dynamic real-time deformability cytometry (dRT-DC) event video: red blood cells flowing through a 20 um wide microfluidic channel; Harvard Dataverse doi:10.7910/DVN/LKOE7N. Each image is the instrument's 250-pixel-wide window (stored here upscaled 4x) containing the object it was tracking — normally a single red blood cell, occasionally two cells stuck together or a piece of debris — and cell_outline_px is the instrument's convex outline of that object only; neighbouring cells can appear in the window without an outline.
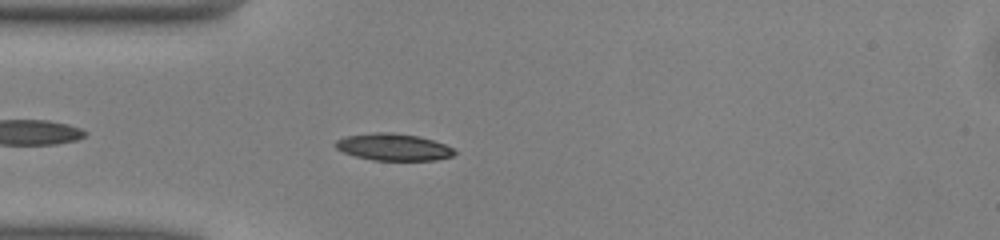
{"species": "common noctule bat (a hibernating species)", "species_latin": "Nyctalus noctula", "temperature_condition": "warm", "stored_images_in_passage": 39, "camera_frame_rate_fps": 3000, "um_per_image_px": 0.085, "animal": {"sex": "male", "body_mass_g": 13.0, "forearm_length_mm": 53.1}, "frame": {"image": 1, "passage_image": 4, "time_ms": 1.0, "image_size_px": [1000, 240], "cell_outline_px": [[456, 152], [452, 156], [436, 160], [372, 160], [356, 156], [344, 152], [336, 148], [332, 144], [336, 140], [344, 136], [376, 132], [392, 132], [416, 136], [432, 140], [444, 144], [452, 148]], "centroid_in_image_um": [33.39, 12.5], "position_along_channel_um": 51.6, "area_um2": 18.61}}
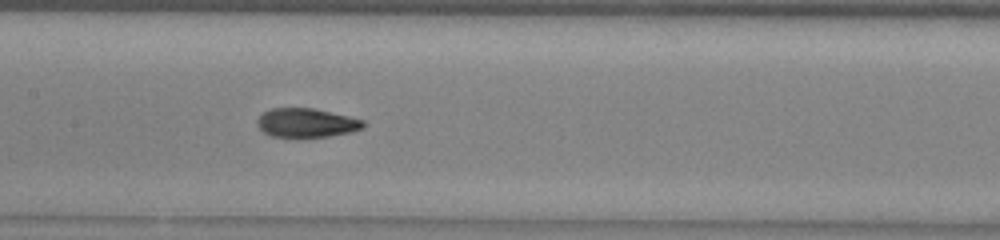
{"frame": {"image": 2, "passage_image": 14, "time_ms": 4.333, "image_size_px": [1000, 240], "cell_outline_px": [[364, 128], [348, 132], [328, 136], [272, 136], [264, 132], [256, 124], [256, 120], [264, 112], [272, 108], [312, 108], [348, 116], [364, 120]], "centroid_in_image_um": [26.03, 10.42], "position_along_channel_um": 181.4, "area_um2": 17.51}}
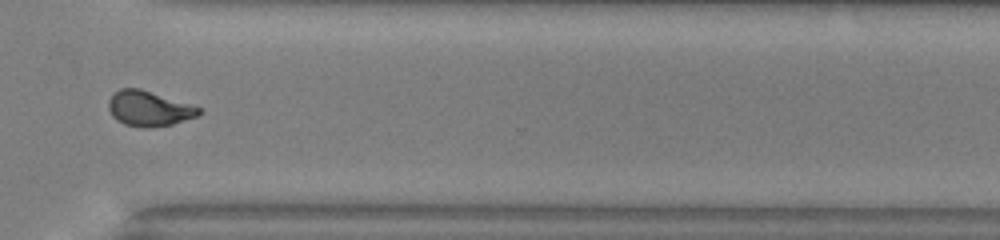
{"frame": {"image": 3, "passage_image": 27, "time_ms": 8.667, "image_size_px": [1000, 240], "cell_outline_px": [[200, 112], [196, 116], [172, 124], [148, 128], [144, 128], [124, 124], [116, 120], [112, 116], [108, 108], [108, 100], [112, 92], [120, 88], [140, 88], [200, 108]], "centroid_in_image_um": [12.57, 9.22], "position_along_channel_um": 358.0, "area_um2": 18.38}, "authors_computed_cell_mechanics": {"area_um2": 18.207, "velocity_mm_per_s": 4.0801, "shape_relaxation_time_tau1_ms": 6.2949, "shape_relaxation_time_tau2_ms": 1.4134, "deformation_change_tau1": 0.2176, "deformation_change_tau2": 0.0692}}